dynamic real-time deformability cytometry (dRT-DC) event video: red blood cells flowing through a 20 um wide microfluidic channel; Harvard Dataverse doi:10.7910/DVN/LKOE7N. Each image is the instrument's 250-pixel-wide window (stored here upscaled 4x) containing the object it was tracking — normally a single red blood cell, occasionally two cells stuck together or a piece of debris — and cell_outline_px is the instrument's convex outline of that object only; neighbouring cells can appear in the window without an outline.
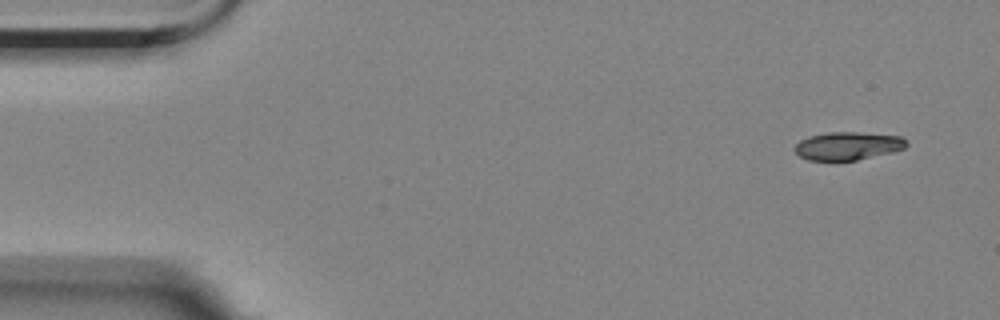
{"species": "Egyptian fruit bat (a non-hibernating species)", "species_latin": "Rousettus aegyptiacus", "temperature_condition": "room temperature", "stored_images_in_passage": 5, "camera_frame_rate_fps": 3000, "um_per_image_px": 0.085, "animal": {"sex": "female"}, "frame": {"image": 1, "passage_image": 1, "time_ms": 0.0, "image_size_px": [1000, 320], "cell_outline_px": [[908, 144], [904, 148], [896, 152], [856, 160], [808, 160], [800, 156], [792, 148], [800, 140], [808, 136], [828, 132], [856, 132], [900, 136], [908, 140]], "centroid_in_image_um": [72.08, 12.4], "position_along_channel_um": 12.9, "area_um2": 18.44}}
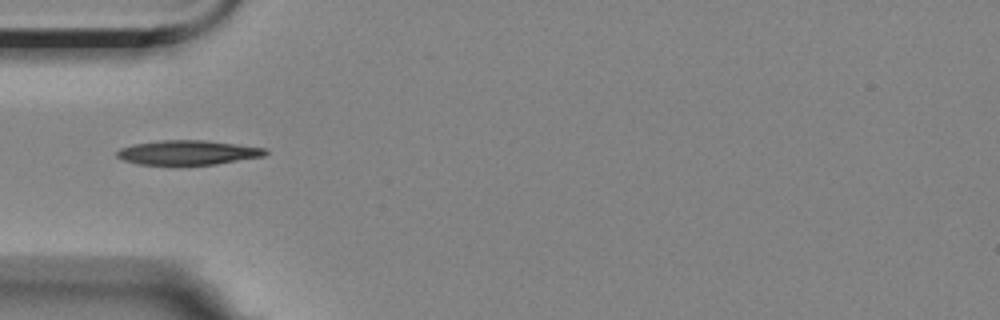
{"frame": {"image": 2, "passage_image": 5, "time_ms": 4.667, "image_size_px": [1000, 320], "cell_outline_px": [[268, 152], [264, 156], [216, 164], [172, 168], [136, 164], [124, 160], [116, 156], [116, 152], [120, 148], [132, 144], [160, 140], [204, 140], [268, 148]], "centroid_in_image_um": [15.91, 13.01], "position_along_channel_um": 69.1, "area_um2": 22.25}}